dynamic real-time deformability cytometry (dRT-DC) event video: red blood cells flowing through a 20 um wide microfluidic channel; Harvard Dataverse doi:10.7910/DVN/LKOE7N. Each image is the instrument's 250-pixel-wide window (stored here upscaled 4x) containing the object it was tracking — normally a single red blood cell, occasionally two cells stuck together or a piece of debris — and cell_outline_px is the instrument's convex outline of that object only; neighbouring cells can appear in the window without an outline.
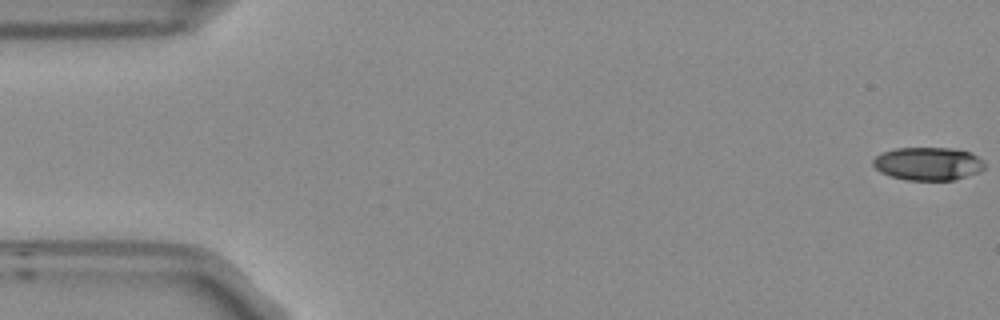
{"species": "Egyptian fruit bat (a non-hibernating species)", "species_latin": "Rousettus aegyptiacus", "temperature_condition": "room temperature", "stored_images_in_passage": 5, "camera_frame_rate_fps": 3000, "um_per_image_px": 0.085, "frame": {"image": 1, "passage_image": 1, "time_ms": 0.0, "image_size_px": [1000, 320], "cell_outline_px": [[984, 168], [980, 172], [956, 180], [904, 180], [880, 172], [872, 164], [872, 160], [876, 156], [884, 152], [896, 148], [948, 148], [968, 152], [976, 156], [984, 164]], "centroid_in_image_um": [78.86, 13.93], "position_along_channel_um": 6.1, "area_um2": 21.39}}
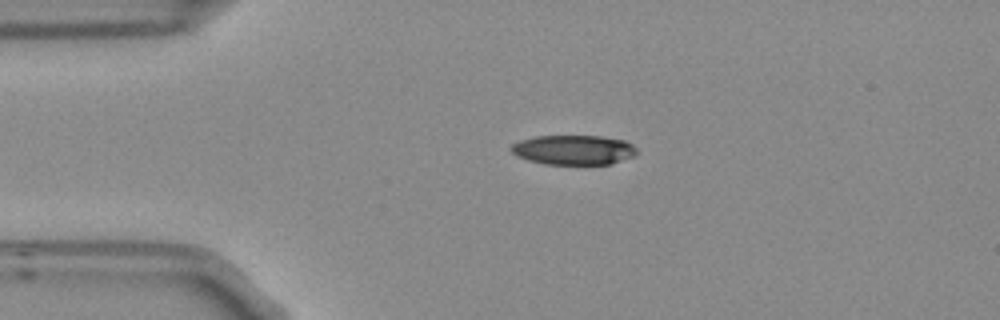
{"frame": {"image": 2, "passage_image": 4, "time_ms": 1.0, "image_size_px": [1000, 320], "cell_outline_px": [[636, 156], [612, 164], [544, 164], [528, 160], [516, 156], [508, 148], [512, 144], [520, 140], [536, 136], [600, 136], [624, 140], [632, 144], [636, 148]], "centroid_in_image_um": [48.75, 12.74], "position_along_channel_um": 36.2, "area_um2": 21.91}}